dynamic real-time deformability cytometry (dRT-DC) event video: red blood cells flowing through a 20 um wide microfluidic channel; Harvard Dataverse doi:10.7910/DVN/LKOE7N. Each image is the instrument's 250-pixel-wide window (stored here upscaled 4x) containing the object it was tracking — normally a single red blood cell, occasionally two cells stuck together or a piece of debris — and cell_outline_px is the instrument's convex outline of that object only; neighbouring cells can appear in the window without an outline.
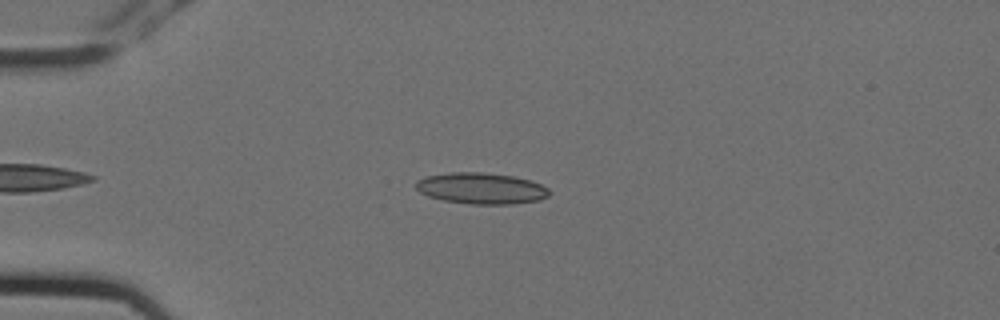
{"species": "Egyptian fruit bat (a non-hibernating species)", "species_latin": "Rousettus aegyptiacus", "temperature_condition": "cold", "stored_images_in_passage": 3, "camera_frame_rate_fps": 3000, "um_per_image_px": 0.085, "animal": {"sex": "female"}, "frame": {"image": 1, "passage_image": 3, "time_ms": 0.667, "image_size_px": [1000, 320], "cell_outline_px": [[552, 192], [548, 196], [540, 200], [512, 204], [468, 204], [444, 200], [428, 196], [420, 192], [416, 188], [416, 180], [428, 176], [448, 172], [480, 172], [512, 176], [532, 180], [548, 188]], "centroid_in_image_um": [40.93, 16.01], "position_along_channel_um": 44.1, "area_um2": 24.33}}